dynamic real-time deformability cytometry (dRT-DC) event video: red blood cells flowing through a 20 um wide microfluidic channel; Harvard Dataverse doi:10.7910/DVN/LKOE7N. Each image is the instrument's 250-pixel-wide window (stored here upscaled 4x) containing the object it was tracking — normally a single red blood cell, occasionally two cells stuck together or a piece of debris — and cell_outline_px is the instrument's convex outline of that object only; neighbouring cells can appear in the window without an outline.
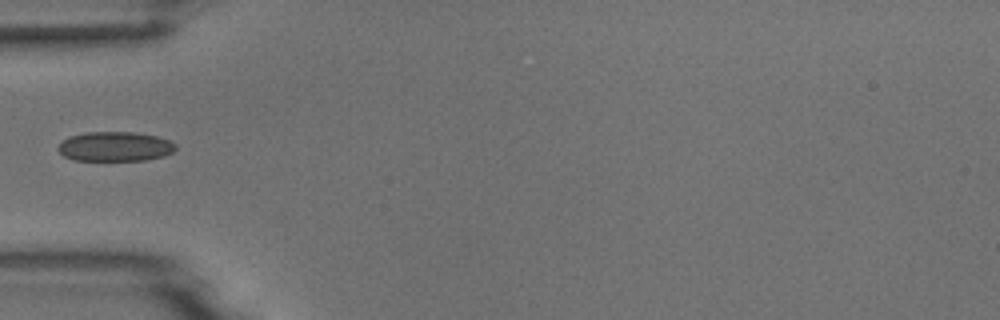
{"species": "common noctule bat (a hibernating species)", "species_latin": "Nyctalus noctula", "temperature_condition": "room temperature", "stored_images_in_passage": 1, "camera_frame_rate_fps": 3000, "um_per_image_px": 0.085, "animal": {"sex": "male", "body_mass_g": 18.8}, "frame": {"image": 1, "passage_image": 1, "time_ms": 0.0, "image_size_px": [1000, 320], "cell_outline_px": [[176, 148], [172, 152], [164, 156], [144, 160], [72, 160], [64, 156], [56, 148], [60, 140], [68, 136], [88, 132], [136, 132], [156, 136], [168, 140], [176, 144]], "centroid_in_image_um": [9.73, 12.45], "position_along_channel_um": 75.3, "area_um2": 20.4}}